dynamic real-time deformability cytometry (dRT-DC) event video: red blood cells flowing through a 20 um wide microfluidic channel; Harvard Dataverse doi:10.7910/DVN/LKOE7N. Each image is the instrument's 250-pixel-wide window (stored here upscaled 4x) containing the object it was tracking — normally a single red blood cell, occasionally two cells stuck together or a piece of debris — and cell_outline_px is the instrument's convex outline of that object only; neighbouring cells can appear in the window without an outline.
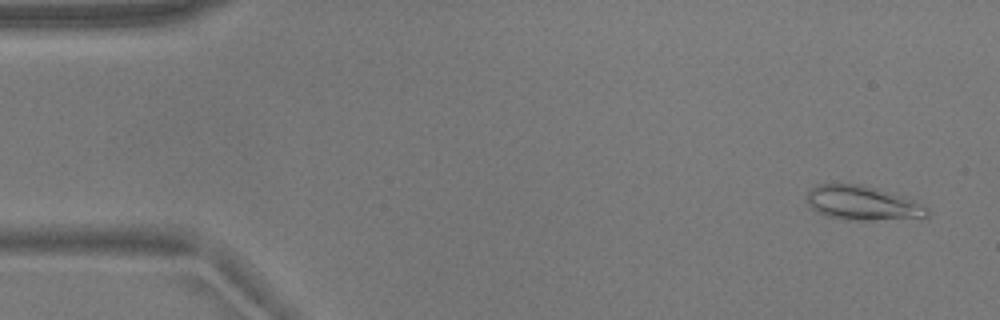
{"species": "common noctule bat (a hibernating species)", "species_latin": "Nyctalus noctula", "temperature_condition": "warm", "stored_images_in_passage": 53, "camera_frame_rate_fps": 3000, "um_per_image_px": 0.085, "animal": {"sex": "male", "body_mass_g": 17.9}, "frame": {"image": 1, "passage_image": 2, "time_ms": 0.333, "image_size_px": [1000, 320], "cell_outline_px": [[932, 212], [928, 216], [868, 220], [844, 220], [828, 216], [816, 212], [808, 204], [804, 196], [808, 188], [816, 184], [860, 184], [876, 188], [920, 200]], "centroid_in_image_um": [73.3, 17.24], "position_along_channel_um": 11.7, "area_um2": 24.57}}
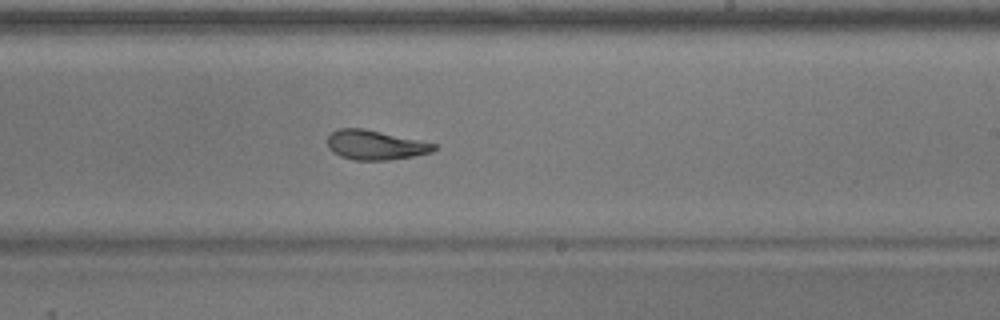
{"frame": {"image": 2, "passage_image": 31, "time_ms": 10.0, "image_size_px": [1000, 320], "cell_outline_px": [[436, 148], [432, 152], [412, 156], [388, 160], [356, 160], [340, 156], [332, 152], [328, 148], [328, 136], [332, 132], [340, 128], [360, 128], [380, 132], [436, 144]], "centroid_in_image_um": [31.86, 12.33], "position_along_channel_um": 257.1, "area_um2": 17.98}}
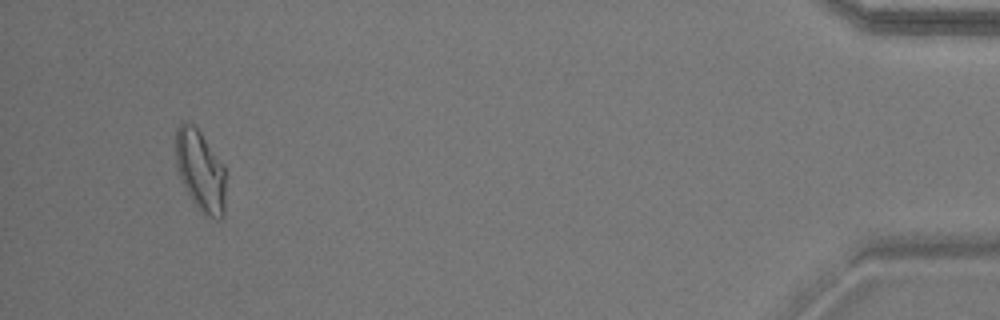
{"frame": {"image": 3, "passage_image": 50, "time_ms": 16.333, "image_size_px": [1000, 320], "cell_outline_px": [[228, 172], [224, 216], [220, 220], [216, 220], [200, 212], [192, 200], [176, 168], [176, 128], [184, 120], [188, 120], [200, 132]], "centroid_in_image_um": [17.09, 14.55], "position_along_channel_um": 418.1, "area_um2": 24.1}, "authors_computed_cell_mechanics": {"area_um2": 20.2878, "velocity_mm_per_s": 3.7252, "shape_relaxation_time_tau1_ms": null, "shape_relaxation_time_tau2_ms": 1.744, "deformation_change_tau1": null, "deformation_change_tau2": 0.0782}}